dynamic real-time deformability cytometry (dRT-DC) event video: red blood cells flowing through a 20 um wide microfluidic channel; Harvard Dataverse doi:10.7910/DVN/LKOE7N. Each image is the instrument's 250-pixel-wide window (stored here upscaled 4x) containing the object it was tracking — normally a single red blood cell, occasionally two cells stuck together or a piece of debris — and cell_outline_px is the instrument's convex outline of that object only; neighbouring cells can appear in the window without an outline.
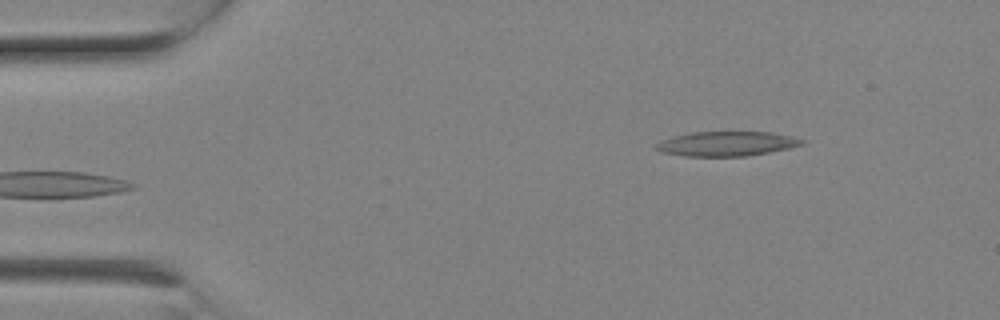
{"species": "Egyptian fruit bat (a non-hibernating species)", "species_latin": "Rousettus aegyptiacus", "temperature_condition": "room temperature", "stored_images_in_passage": 5, "camera_frame_rate_fps": 3000, "um_per_image_px": 0.085, "animal": {"sex": "female"}, "frame": {"image": 1, "passage_image": 5, "time_ms": 1.333, "image_size_px": [1000, 320], "cell_outline_px": [[804, 144], [788, 148], [768, 152], [744, 156], [684, 156], [660, 152], [652, 148], [652, 144], [676, 136], [692, 132], [772, 132], [804, 140]], "centroid_in_image_um": [61.69, 12.22], "position_along_channel_um": 23.3, "area_um2": 20.75}}